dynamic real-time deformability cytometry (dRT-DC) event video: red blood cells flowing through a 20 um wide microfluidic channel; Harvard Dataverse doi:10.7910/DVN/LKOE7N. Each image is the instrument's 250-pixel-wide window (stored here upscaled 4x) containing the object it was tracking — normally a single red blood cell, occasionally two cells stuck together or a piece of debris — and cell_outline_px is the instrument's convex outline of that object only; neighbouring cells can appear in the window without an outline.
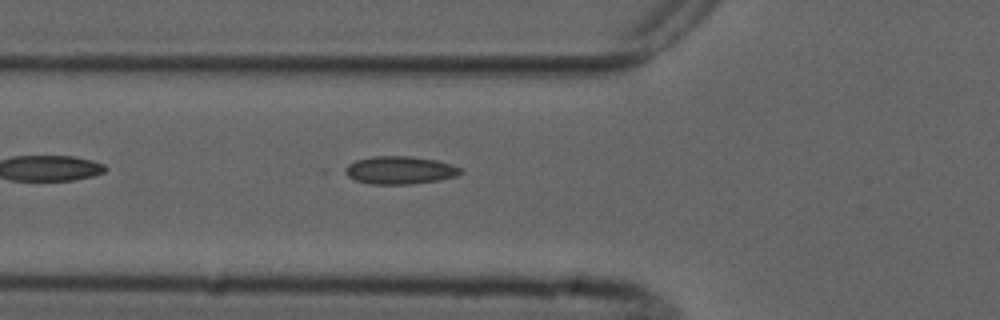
{"species": "common noctule bat (a hibernating species)", "species_latin": "Nyctalus noctula", "temperature_condition": "cold", "stored_images_in_passage": 3, "camera_frame_rate_fps": 3000, "um_per_image_px": 0.085, "animal": {"sex": "male", "forearm_length_mm": 52.5}, "frame": {"image": 1, "passage_image": 3, "time_ms": 2.667, "image_size_px": [1000, 320], "cell_outline_px": [[464, 172], [456, 176], [440, 180], [408, 184], [372, 184], [356, 180], [340, 172], [340, 168], [356, 160], [372, 156], [412, 156], [436, 160], [452, 164], [464, 168]], "centroid_in_image_um": [33.97, 14.45], "position_along_channel_um": 91.8, "area_um2": 19.13}}